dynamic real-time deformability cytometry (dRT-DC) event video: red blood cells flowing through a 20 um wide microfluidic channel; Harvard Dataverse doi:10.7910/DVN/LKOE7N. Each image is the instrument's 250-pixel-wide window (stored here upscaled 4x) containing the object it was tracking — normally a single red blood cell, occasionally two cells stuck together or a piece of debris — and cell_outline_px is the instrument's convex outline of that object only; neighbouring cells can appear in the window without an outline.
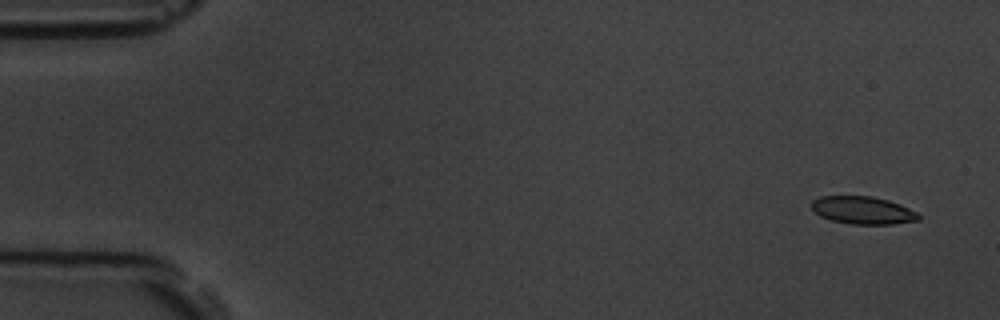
{"species": "common noctule bat (a hibernating species)", "species_latin": "Nyctalus noctula", "temperature_condition": "room temperature", "stored_images_in_passage": 8, "camera_frame_rate_fps": 3000, "um_per_image_px": 0.085, "animal": {"sex": "male", "body_mass_g": 19.5, "forearm_length_mm": 54.6}, "frame": {"image": 1, "passage_image": 1, "time_ms": 0.0, "image_size_px": [1000, 320], "cell_outline_px": [[920, 220], [892, 224], [852, 224], [832, 220], [820, 216], [812, 208], [812, 200], [820, 196], [872, 196], [888, 200], [900, 204], [916, 212], [920, 216]], "centroid_in_image_um": [73.35, 17.87], "position_along_channel_um": 11.7, "area_um2": 17.17}}
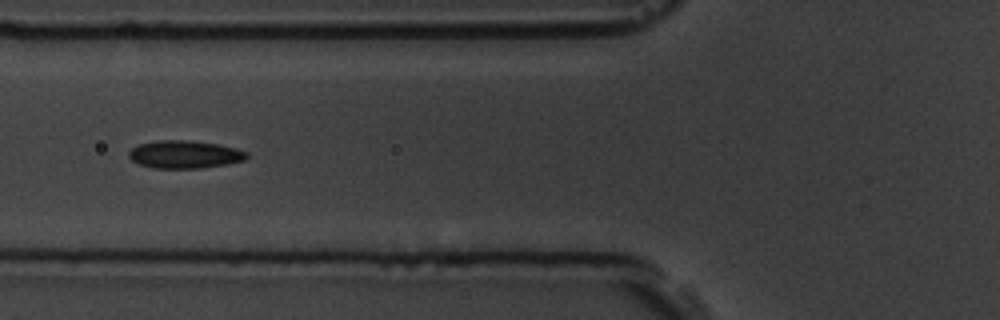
{"frame": {"image": 2, "passage_image": 6, "time_ms": 6.0, "image_size_px": [1000, 320], "cell_outline_px": [[248, 156], [244, 160], [228, 164], [200, 168], [152, 168], [136, 164], [128, 156], [128, 152], [132, 148], [140, 144], [156, 140], [188, 140], [216, 144], [236, 148], [248, 152]], "centroid_in_image_um": [15.67, 13.13], "position_along_channel_um": 110.1, "area_um2": 19.19}}
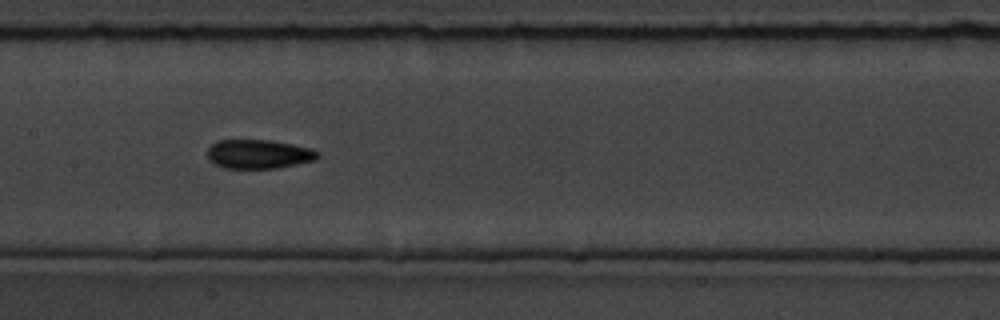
{"frame": {"image": 3, "passage_image": 8, "time_ms": 8.0, "image_size_px": [1000, 320], "cell_outline_px": [[320, 156], [316, 160], [276, 168], [224, 168], [208, 160], [208, 148], [216, 140], [272, 140], [312, 148], [320, 152]], "centroid_in_image_um": [22.01, 13.09], "position_along_channel_um": 185.4, "area_um2": 18.79}}